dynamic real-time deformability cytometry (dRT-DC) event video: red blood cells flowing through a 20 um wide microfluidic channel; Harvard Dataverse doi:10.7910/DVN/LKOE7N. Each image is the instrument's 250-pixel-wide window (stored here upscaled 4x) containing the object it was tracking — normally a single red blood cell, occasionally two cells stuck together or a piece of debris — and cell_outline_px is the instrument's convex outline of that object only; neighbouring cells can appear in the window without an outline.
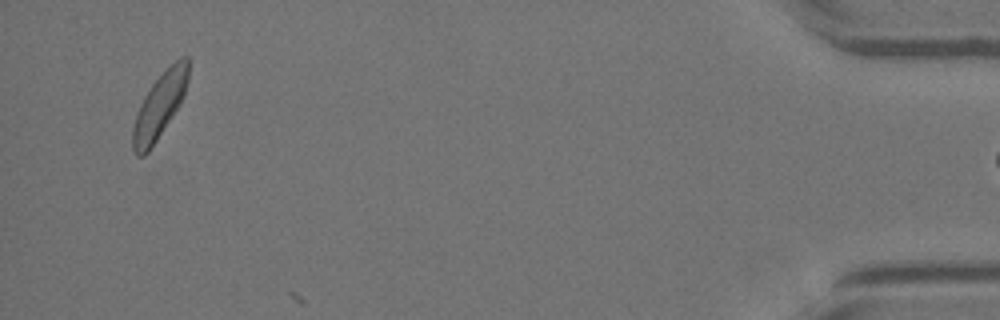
{"species": "Egyptian fruit bat (a non-hibernating species)", "species_latin": "Rousettus aegyptiacus", "temperature_condition": "warm", "stored_images_in_passage": 44, "camera_frame_rate_fps": 3000, "um_per_image_px": 0.085, "animal": {"sex": "female"}, "frame": {"image": 1, "passage_image": 43, "time_ms": 14.0, "image_size_px": [1000, 320], "cell_outline_px": [[188, 80], [184, 96], [180, 104], [148, 152], [144, 156], [136, 156], [132, 148], [132, 128], [140, 104], [144, 96], [152, 84], [180, 56], [188, 56]], "centroid_in_image_um": [13.55, 9.0], "position_along_channel_um": 421.6, "area_um2": 20.69}}